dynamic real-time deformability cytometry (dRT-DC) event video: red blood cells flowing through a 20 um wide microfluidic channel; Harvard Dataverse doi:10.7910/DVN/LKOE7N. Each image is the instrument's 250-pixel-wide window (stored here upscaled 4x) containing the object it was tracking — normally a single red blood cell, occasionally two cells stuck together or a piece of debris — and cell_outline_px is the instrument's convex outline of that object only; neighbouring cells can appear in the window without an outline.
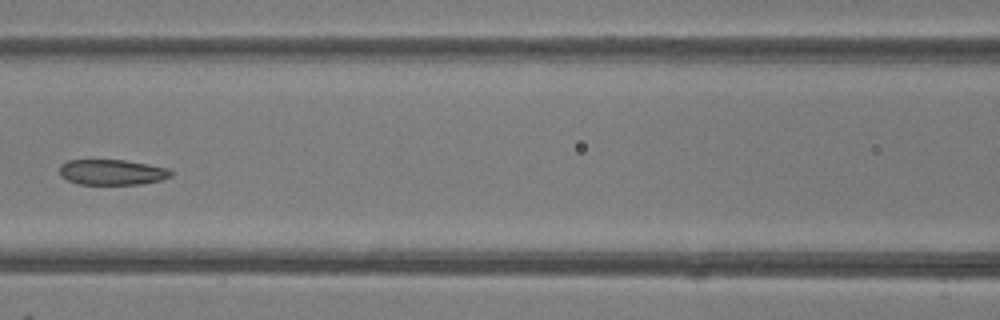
{"species": "common noctule bat (a hibernating species)", "species_latin": "Nyctalus noctula", "temperature_condition": "room temperature", "stored_images_in_passage": 7, "camera_frame_rate_fps": 3000, "um_per_image_px": 0.085, "animal": {"sex": "female"}, "frame": {"image": 1, "passage_image": 5, "time_ms": 5.667, "image_size_px": [1000, 320], "cell_outline_px": [[172, 176], [160, 180], [140, 184], [80, 184], [68, 180], [60, 176], [60, 164], [68, 160], [124, 160], [148, 164], [168, 168], [172, 172]], "centroid_in_image_um": [9.52, 14.63], "position_along_channel_um": 157.1, "area_um2": 16.47}}
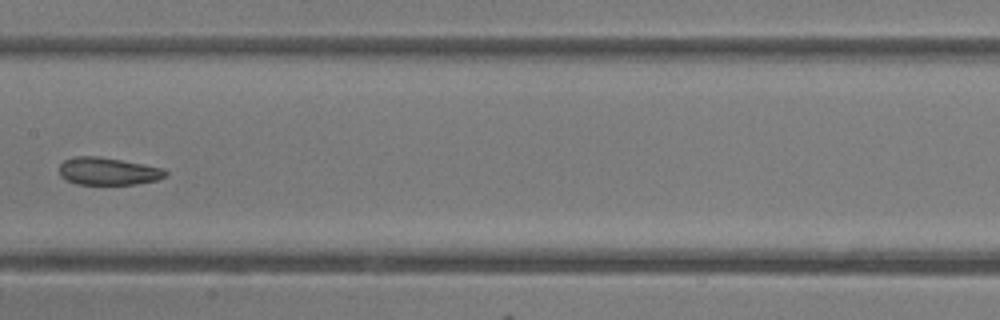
{"frame": {"image": 2, "passage_image": 6, "time_ms": 6.667, "image_size_px": [1000, 320], "cell_outline_px": [[168, 176], [156, 180], [136, 184], [76, 184], [60, 176], [60, 164], [64, 160], [76, 156], [100, 156], [144, 164], [164, 168], [168, 172]], "centroid_in_image_um": [9.22, 14.55], "position_along_channel_um": 198.2, "area_um2": 17.11}}
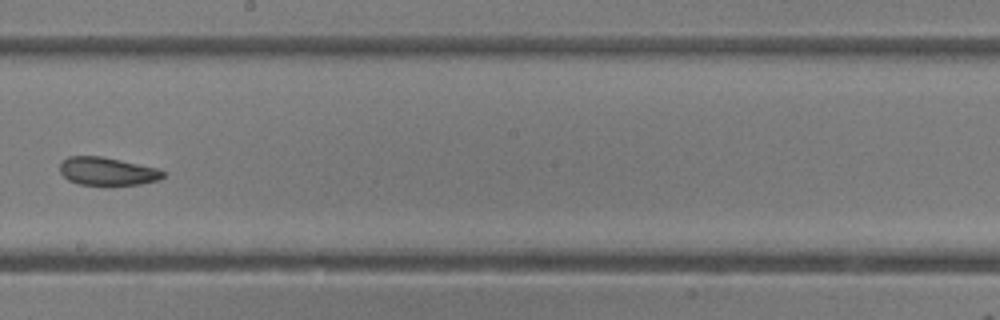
{"frame": {"image": 3, "passage_image": 7, "time_ms": 7.667, "image_size_px": [1000, 320], "cell_outline_px": [[164, 176], [160, 180], [140, 184], [108, 188], [104, 188], [80, 184], [68, 180], [60, 172], [60, 160], [68, 156], [100, 156], [120, 160], [156, 168], [164, 172]], "centroid_in_image_um": [9.09, 14.61], "position_along_channel_um": 239.1, "area_um2": 17.57}}